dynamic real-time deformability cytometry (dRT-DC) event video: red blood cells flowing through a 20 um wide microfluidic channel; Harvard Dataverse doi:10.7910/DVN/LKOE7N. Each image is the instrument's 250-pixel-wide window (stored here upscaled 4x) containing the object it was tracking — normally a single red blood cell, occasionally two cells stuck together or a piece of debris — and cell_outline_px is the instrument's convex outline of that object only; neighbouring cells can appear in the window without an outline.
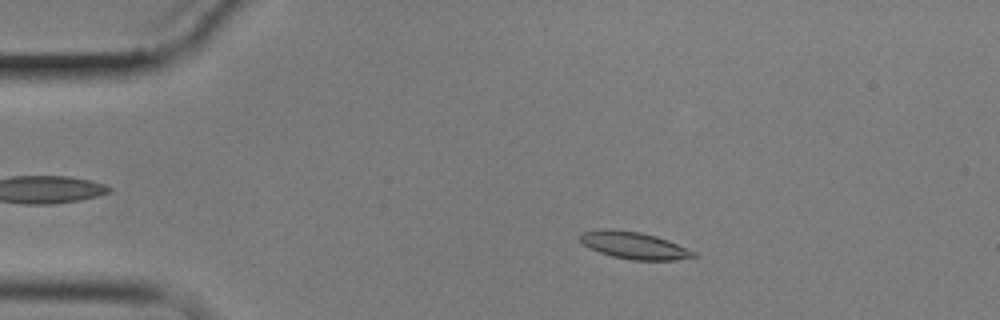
{"species": "common noctule bat (a hibernating species)", "species_latin": "Nyctalus noctula", "temperature_condition": "cold", "stored_images_in_passage": 6, "camera_frame_rate_fps": 3000, "um_per_image_px": 0.085, "animal": {"sex": "male", "body_mass_g": 17.9}, "frame": {"image": 1, "passage_image": 3, "time_ms": 2.333, "image_size_px": [1000, 320], "cell_outline_px": [[696, 256], [676, 260], [632, 260], [612, 256], [588, 248], [576, 236], [580, 232], [608, 228], [640, 232], [656, 236], [668, 240], [696, 252]], "centroid_in_image_um": [53.85, 20.85], "position_along_channel_um": 31.2, "area_um2": 17.98}}
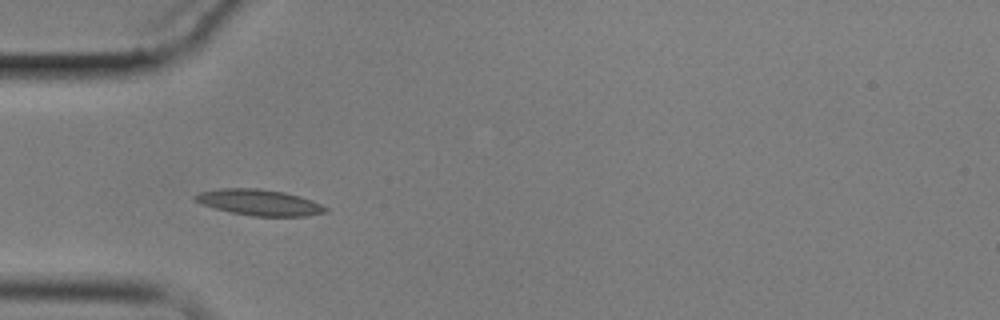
{"frame": {"image": 2, "passage_image": 5, "time_ms": 4.667, "image_size_px": [1000, 320], "cell_outline_px": [[328, 212], [304, 216], [252, 216], [232, 212], [216, 208], [204, 204], [196, 200], [192, 196], [200, 192], [220, 188], [260, 188], [284, 192], [300, 196], [312, 200], [328, 208]], "centroid_in_image_um": [22.08, 17.2], "position_along_channel_um": 62.9, "area_um2": 19.59}}
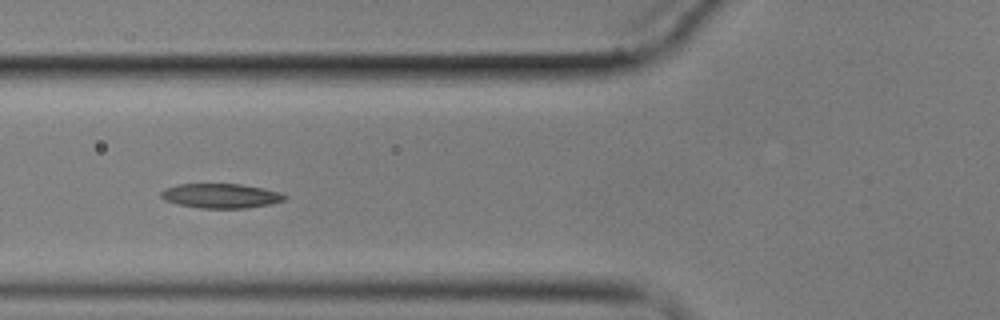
{"frame": {"image": 3, "passage_image": 6, "time_ms": 6.0, "image_size_px": [1000, 320], "cell_outline_px": [[288, 200], [272, 204], [244, 208], [200, 208], [176, 204], [164, 200], [160, 196], [160, 192], [164, 188], [180, 184], [240, 184], [264, 188], [280, 192], [288, 196]], "centroid_in_image_um": [18.8, 16.65], "position_along_channel_um": 107.0, "area_um2": 17.92}}